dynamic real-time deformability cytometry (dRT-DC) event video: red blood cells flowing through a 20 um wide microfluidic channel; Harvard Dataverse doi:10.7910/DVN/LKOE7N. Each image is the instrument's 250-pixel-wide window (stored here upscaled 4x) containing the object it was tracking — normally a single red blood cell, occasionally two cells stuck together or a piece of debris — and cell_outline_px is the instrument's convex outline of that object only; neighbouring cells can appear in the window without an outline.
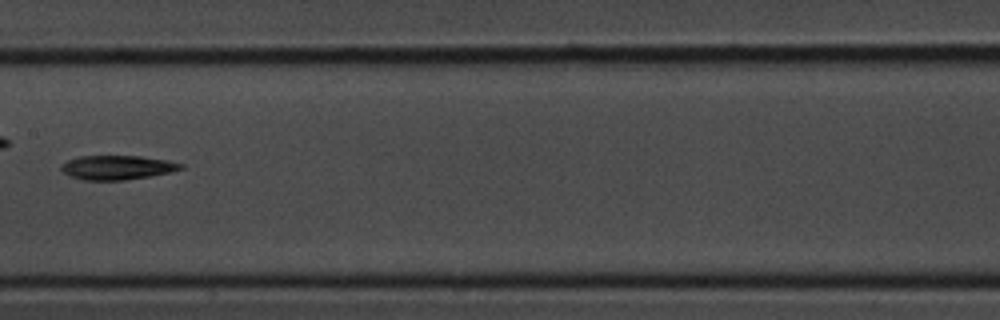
{"species": "common noctule bat (a hibernating species)", "species_latin": "Nyctalus noctula", "temperature_condition": "room temperature", "stored_images_in_passage": 29, "segment_of_instrument_passage": [1, 2], "camera_frame_rate_fps": 3000, "um_per_image_px": 0.085, "animal": {"sex": "male", "body_mass_g": 20.1, "forearm_length_mm": 53.5}, "frame": {"image": 1, "passage_image": 11, "time_ms": 3.333, "image_size_px": [1000, 320], "cell_outline_px": [[184, 168], [168, 172], [148, 176], [124, 180], [84, 180], [68, 176], [60, 168], [60, 164], [68, 160], [80, 156], [140, 156], [164, 160], [184, 164]], "centroid_in_image_um": [9.9, 14.23], "position_along_channel_um": 197.5, "area_um2": 16.7}}
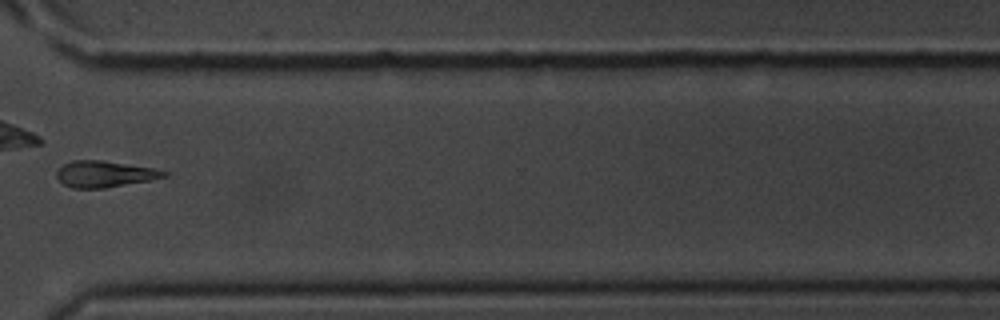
{"frame": {"image": 2, "passage_image": 20, "time_ms": 6.333, "image_size_px": [1000, 320], "cell_outline_px": [[168, 176], [148, 180], [104, 188], [72, 188], [64, 184], [56, 176], [56, 172], [64, 164], [72, 160], [104, 160], [152, 168], [168, 172]], "centroid_in_image_um": [8.87, 14.78], "position_along_channel_um": 361.7, "area_um2": 16.24}}
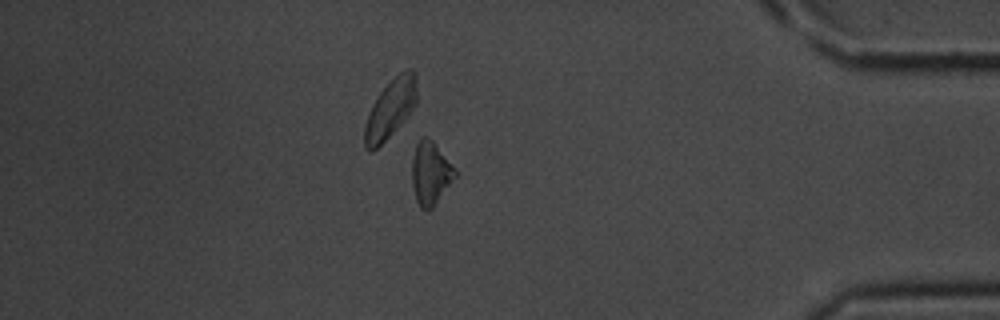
{"frame": {"image": 3, "passage_image": 24, "time_ms": 7.667, "image_size_px": [1000, 320], "cell_outline_px": [[456, 176], [432, 208], [428, 212], [420, 208], [416, 200], [412, 188], [412, 160], [416, 144], [420, 136], [428, 136], [432, 140], [456, 172]], "centroid_in_image_um": [36.54, 14.74], "position_along_channel_um": 398.7, "area_um2": 15.66}}